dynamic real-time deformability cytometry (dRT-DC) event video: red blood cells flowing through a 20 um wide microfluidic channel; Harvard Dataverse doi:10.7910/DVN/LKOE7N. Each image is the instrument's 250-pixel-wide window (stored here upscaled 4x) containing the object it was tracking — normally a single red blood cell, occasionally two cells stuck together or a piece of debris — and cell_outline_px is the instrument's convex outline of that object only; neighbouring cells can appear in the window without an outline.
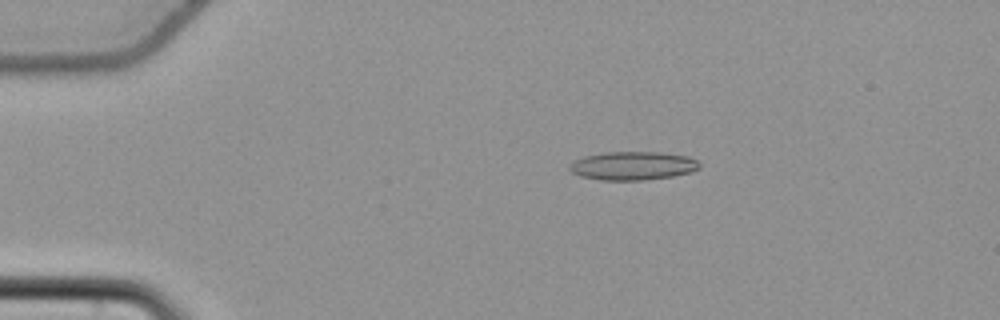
{"species": "common noctule bat (a hibernating species)", "species_latin": "Nyctalus noctula", "temperature_condition": "cold", "stored_images_in_passage": 56, "camera_frame_rate_fps": 3000, "um_per_image_px": 0.085, "animal": {"sex": "female", "body_mass_g": 22.7, "forearm_length_mm": 54.2}, "frame": {"image": 1, "passage_image": 12, "time_ms": 3.667, "image_size_px": [1000, 320], "cell_outline_px": [[700, 168], [692, 172], [672, 176], [644, 180], [600, 180], [580, 176], [572, 172], [568, 168], [568, 164], [572, 160], [584, 156], [604, 152], [660, 152], [688, 156], [696, 160], [700, 164]], "centroid_in_image_um": [53.76, 14.09], "position_along_channel_um": 31.2, "area_um2": 21.79}}
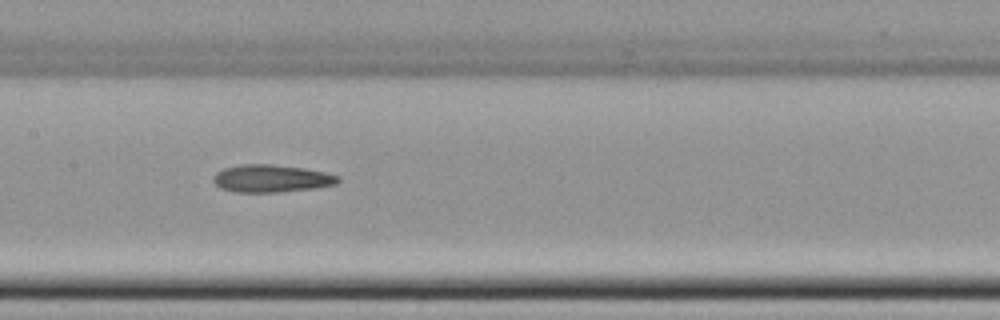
{"frame": {"image": 2, "passage_image": 29, "time_ms": 9.333, "image_size_px": [1000, 320], "cell_outline_px": [[340, 180], [336, 184], [316, 188], [280, 192], [236, 192], [220, 188], [212, 180], [212, 176], [216, 172], [224, 168], [240, 164], [268, 164], [304, 168], [324, 172], [340, 176]], "centroid_in_image_um": [23.05, 15.17], "position_along_channel_um": 184.3, "area_um2": 20.11}}
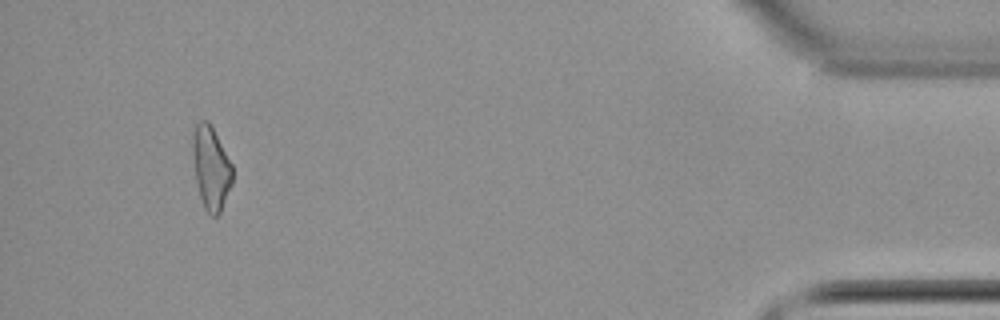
{"frame": {"image": 3, "passage_image": 53, "time_ms": 17.333, "image_size_px": [1000, 320], "cell_outline_px": [[232, 184], [220, 212], [216, 216], [212, 216], [204, 208], [200, 196], [196, 180], [192, 152], [192, 136], [196, 124], [200, 120], [208, 120], [212, 124], [232, 164]], "centroid_in_image_um": [17.93, 14.22], "position_along_channel_um": 417.3, "area_um2": 19.36}, "authors_computed_cell_mechanics": {"area_um2": 20.1144, "velocity_mm_per_s": 3.778, "shape_relaxation_time_tau1_ms": 2.5072, "shape_relaxation_time_tau2_ms": 10.4379, "deformation_change_tau1": 0.0882, "deformation_change_tau2": 0.2386}}